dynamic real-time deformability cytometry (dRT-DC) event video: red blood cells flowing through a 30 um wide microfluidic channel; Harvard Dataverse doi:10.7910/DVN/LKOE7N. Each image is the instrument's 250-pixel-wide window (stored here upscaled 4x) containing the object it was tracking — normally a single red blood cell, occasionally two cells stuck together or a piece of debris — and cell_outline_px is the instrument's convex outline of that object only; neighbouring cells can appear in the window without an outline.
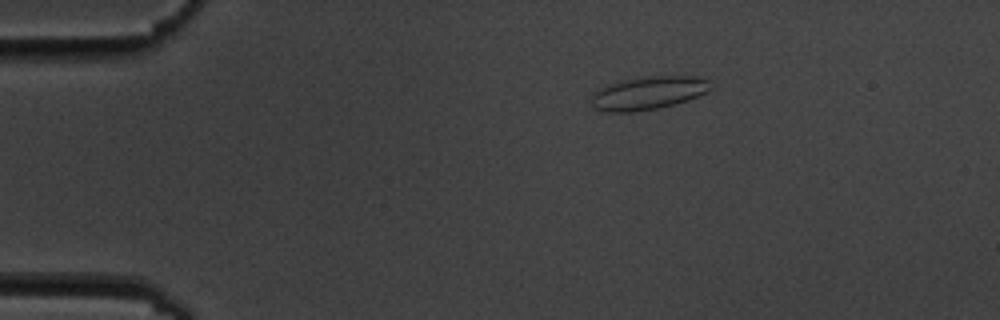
{"species": "common noctule bat (a hibernating species)", "species_latin": "Nyctalus noctula", "temperature_condition": "cold", "stored_images_in_passage": 6, "camera_frame_rate_fps": 3000, "um_per_image_px": 0.085, "animal": {"sex": "male", "body_mass_g": 19.5, "forearm_length_mm": 54.6}, "frame": {"image": 1, "passage_image": 4, "time_ms": 3.333, "image_size_px": [1000, 320], "cell_outline_px": [[716, 88], [708, 92], [688, 100], [656, 108], [632, 112], [604, 112], [592, 108], [592, 96], [600, 88], [608, 84], [640, 76], [696, 76], [708, 80]], "centroid_in_image_um": [55.14, 7.9], "position_along_channel_um": 29.9, "area_um2": 23.24}}